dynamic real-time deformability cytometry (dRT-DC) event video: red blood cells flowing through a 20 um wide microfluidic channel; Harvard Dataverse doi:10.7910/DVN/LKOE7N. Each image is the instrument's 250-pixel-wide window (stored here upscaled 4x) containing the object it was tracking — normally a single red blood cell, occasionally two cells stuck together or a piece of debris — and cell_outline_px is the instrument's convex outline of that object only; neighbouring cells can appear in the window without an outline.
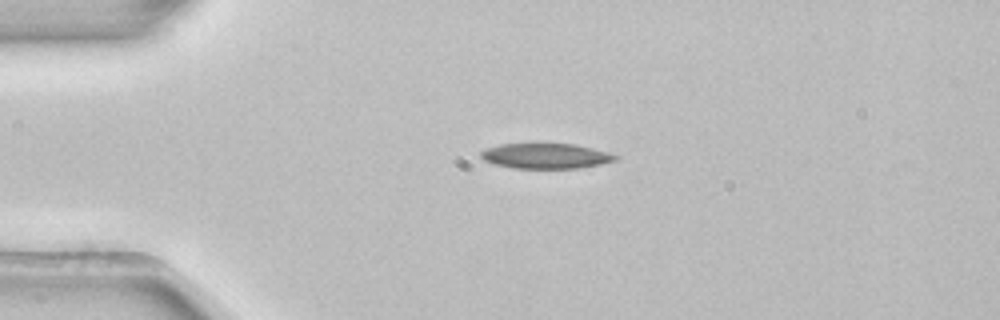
{"species": "common noctule bat (a hibernating species)", "species_latin": "Nyctalus noctula", "temperature_condition": "room temperature", "stored_images_in_passage": 41, "camera_frame_rate_fps": 3000, "um_per_image_px": 0.085, "animal": {"sex": "female", "body_mass_g": 22.7, "forearm_length_mm": 54.2}, "frame": {"image": 1, "passage_image": 1, "time_ms": 0.0, "image_size_px": [1000, 320], "cell_outline_px": [[620, 156], [616, 160], [600, 164], [580, 168], [512, 168], [492, 164], [484, 160], [480, 156], [480, 152], [488, 148], [500, 144], [572, 144], [592, 148], [608, 152]], "centroid_in_image_um": [46.38, 13.26], "position_along_channel_um": 38.6, "area_um2": 19.71}}
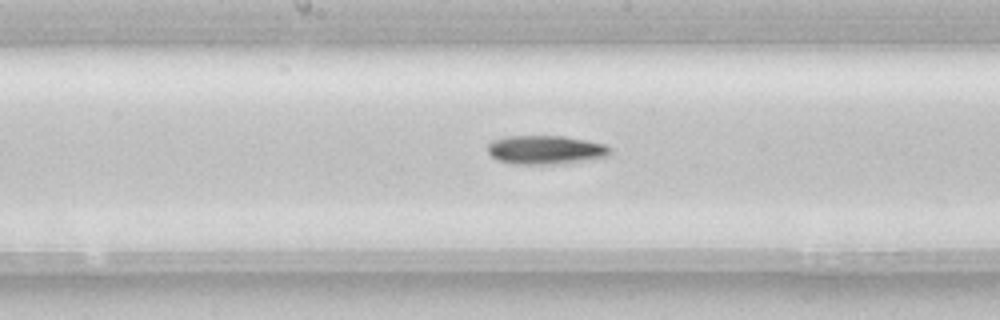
{"frame": {"image": 2, "passage_image": 16, "time_ms": 5.0, "image_size_px": [1000, 320], "cell_outline_px": [[612, 152], [608, 156], [588, 160], [564, 164], [516, 164], [496, 160], [488, 152], [488, 144], [492, 140], [504, 136], [564, 136], [588, 140], [604, 144], [612, 148]], "centroid_in_image_um": [46.4, 12.74], "position_along_channel_um": 201.8, "area_um2": 20.87}}
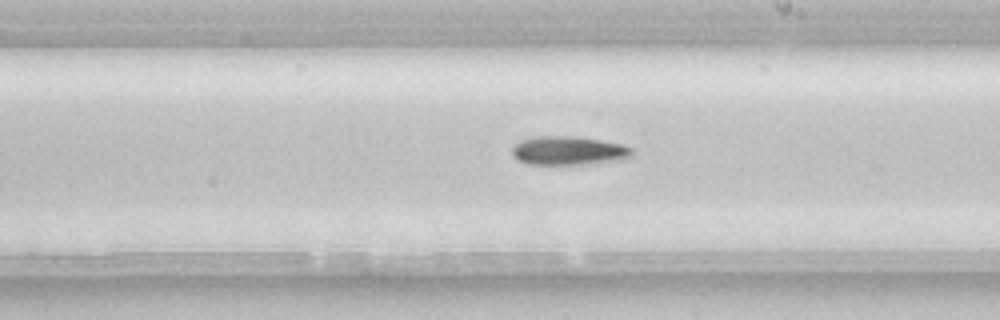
{"frame": {"image": 3, "passage_image": 19, "time_ms": 6.0, "image_size_px": [1000, 320], "cell_outline_px": [[632, 156], [624, 160], [596, 164], [528, 164], [516, 160], [512, 156], [512, 148], [520, 140], [532, 136], [576, 136], [620, 144], [632, 148]], "centroid_in_image_um": [48.32, 12.82], "position_along_channel_um": 240.7, "area_um2": 20.4}, "authors_computed_cell_mechanics": {"area_um2": 20.1722, "velocity_mm_per_s": 3.9097, "shape_relaxation_time_tau1_ms": 3.2705, "shape_relaxation_time_tau2_ms": null, "deformation_change_tau1": 0.1045, "deformation_change_tau2": null}}